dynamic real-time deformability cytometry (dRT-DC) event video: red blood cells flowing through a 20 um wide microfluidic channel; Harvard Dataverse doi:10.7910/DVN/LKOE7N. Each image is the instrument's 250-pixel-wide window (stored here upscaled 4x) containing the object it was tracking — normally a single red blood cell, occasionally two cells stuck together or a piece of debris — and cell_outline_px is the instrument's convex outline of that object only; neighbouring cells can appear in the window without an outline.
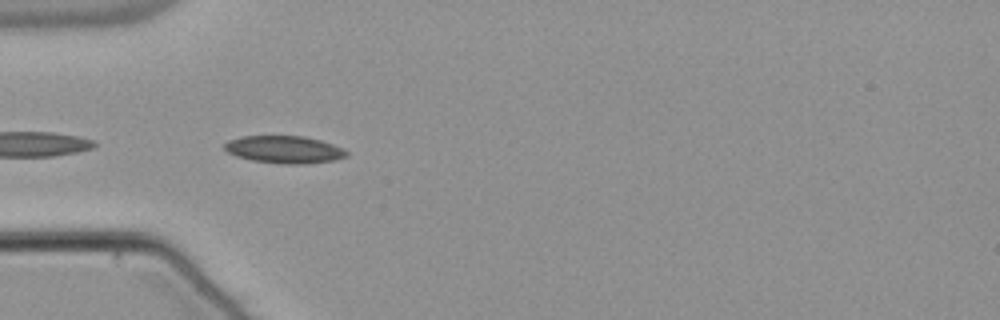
{"species": "common noctule bat (a hibernating species)", "species_latin": "Nyctalus noctula", "temperature_condition": "warm", "stored_images_in_passage": 8, "camera_frame_rate_fps": 3000, "um_per_image_px": 0.085, "animal": {"sex": "male", "body_mass_g": 21.5, "forearm_length_mm": 52.0}, "frame": {"image": 1, "passage_image": 2, "time_ms": 0.333, "image_size_px": [1000, 320], "cell_outline_px": [[348, 156], [332, 160], [304, 164], [284, 164], [252, 160], [236, 156], [228, 152], [224, 148], [224, 144], [228, 140], [240, 136], [304, 136], [320, 140], [344, 148], [348, 152]], "centroid_in_image_um": [24.16, 12.7], "position_along_channel_um": 60.8, "area_um2": 19.48}}